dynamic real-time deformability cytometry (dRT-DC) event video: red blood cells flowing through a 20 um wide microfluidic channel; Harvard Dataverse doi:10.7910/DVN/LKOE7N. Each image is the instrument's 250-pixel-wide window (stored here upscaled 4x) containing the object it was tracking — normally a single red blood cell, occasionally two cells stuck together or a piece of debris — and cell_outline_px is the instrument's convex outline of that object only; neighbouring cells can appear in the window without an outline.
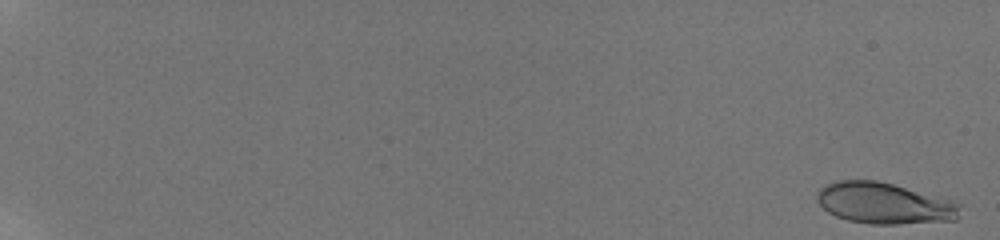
{"species": "human", "species_latin": "Homo sapiens", "temperature_condition": "room temperature", "stored_images_in_passage": 33, "camera_frame_rate_fps": 3000, "um_per_image_px": 0.085, "donor": {"sex": "male"}, "frame": {"image": 1, "passage_image": 1, "time_ms": 0.0, "image_size_px": [1000, 240], "cell_outline_px": [[960, 216], [956, 220], [896, 224], [872, 224], [848, 220], [836, 216], [828, 212], [816, 200], [816, 192], [824, 184], [836, 180], [876, 180], [892, 184], [948, 200], [960, 204]], "centroid_in_image_um": [75.1, 17.28], "position_along_channel_um": 9.9, "area_um2": 34.1}}
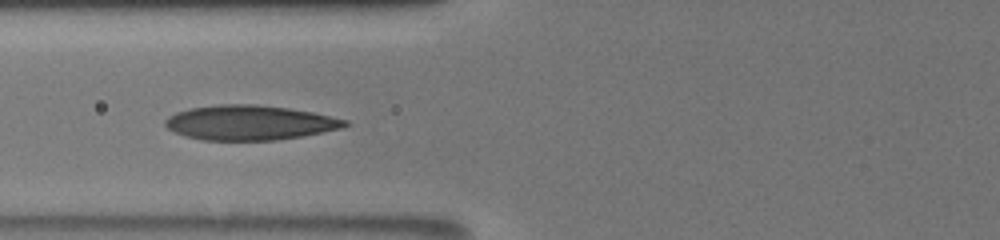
{"frame": {"image": 2, "passage_image": 15, "time_ms": 8.667, "image_size_px": [1000, 240], "cell_outline_px": [[348, 124], [340, 128], [300, 136], [276, 140], [200, 140], [184, 136], [168, 128], [164, 124], [164, 120], [168, 116], [176, 112], [192, 108], [220, 104], [256, 104], [288, 108], [312, 112], [348, 120]], "centroid_in_image_um": [21.17, 10.42], "position_along_channel_um": 104.6, "area_um2": 36.13}}
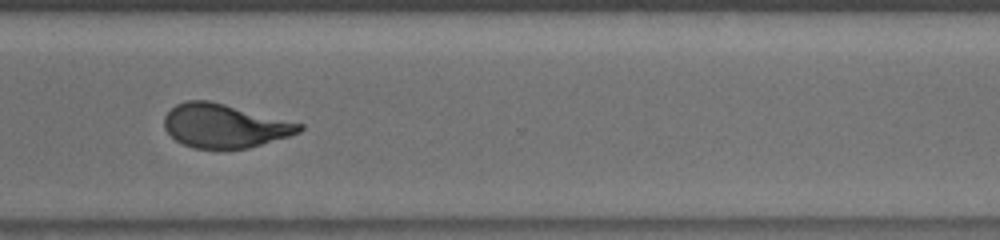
{"frame": {"image": 3, "passage_image": 28, "time_ms": 15.0, "image_size_px": [1000, 240], "cell_outline_px": [[304, 128], [300, 132], [288, 136], [248, 148], [192, 148], [176, 140], [164, 128], [164, 116], [176, 104], [188, 100], [208, 100], [304, 124]], "centroid_in_image_um": [19.08, 10.69], "position_along_channel_um": 351.5, "area_um2": 34.04}, "authors_computed_cell_mechanics": {"area_um2": 34.969, "velocity_mm_per_s": 3.9078, "shape_relaxation_time_tau1_ms": 7.1413, "shape_relaxation_time_tau2_ms": 1.0149, "deformation_change_tau1": 0.2365, "deformation_change_tau2": 0.0815}}